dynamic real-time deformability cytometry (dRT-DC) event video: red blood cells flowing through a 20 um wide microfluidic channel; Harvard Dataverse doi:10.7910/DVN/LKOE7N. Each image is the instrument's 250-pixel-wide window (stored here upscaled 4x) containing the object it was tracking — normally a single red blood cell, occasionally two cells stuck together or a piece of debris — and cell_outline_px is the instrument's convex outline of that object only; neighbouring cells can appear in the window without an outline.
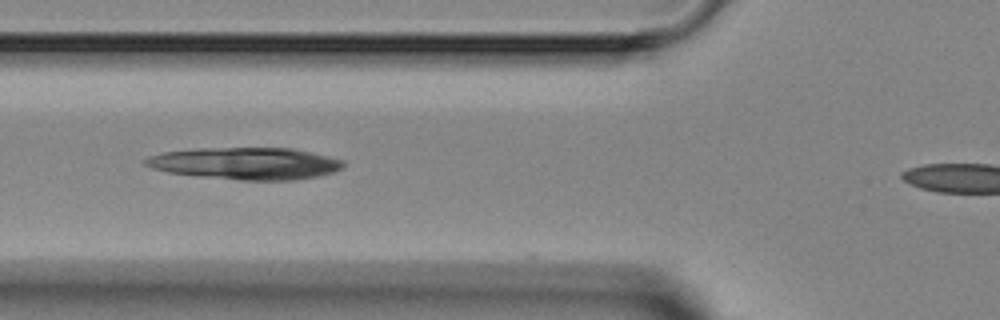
{"species": "Egyptian fruit bat (a non-hibernating species)", "species_latin": "Rousettus aegyptiacus", "temperature_condition": "room temperature", "stored_images_in_passage": 3, "camera_frame_rate_fps": 3000, "um_per_image_px": 0.085, "animal": {"sex": "female"}, "frame": {"image": 1, "passage_image": 3, "time_ms": 3.0, "image_size_px": [1000, 320], "cell_outline_px": [[344, 168], [332, 172], [316, 176], [296, 180], [240, 180], [200, 176], [168, 172], [152, 168], [144, 164], [144, 160], [148, 156], [164, 152], [200, 148], [292, 148], [344, 160]], "centroid_in_image_um": [20.88, 13.89], "position_along_channel_um": 104.9, "area_um2": 36.7}}